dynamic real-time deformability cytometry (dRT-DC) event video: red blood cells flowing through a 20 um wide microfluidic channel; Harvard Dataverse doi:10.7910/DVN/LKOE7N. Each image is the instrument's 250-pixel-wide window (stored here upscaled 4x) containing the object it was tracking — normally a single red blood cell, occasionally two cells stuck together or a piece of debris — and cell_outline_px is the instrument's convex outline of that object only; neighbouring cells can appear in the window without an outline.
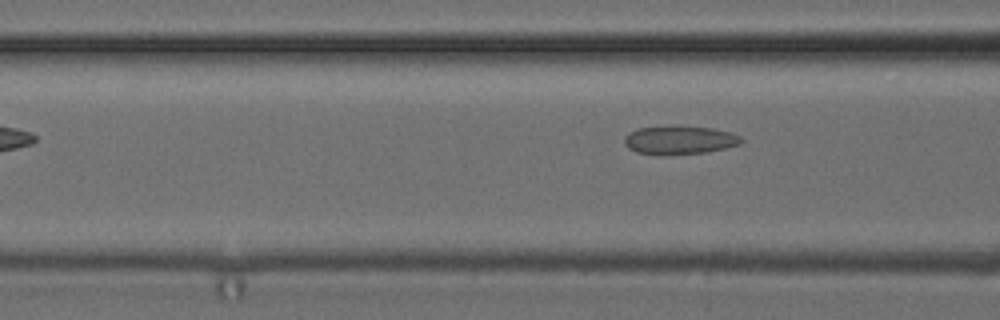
{"species": "common noctule bat (a hibernating species)", "species_latin": "Nyctalus noctula", "temperature_condition": "cold", "stored_images_in_passage": 6, "camera_frame_rate_fps": 3000, "um_per_image_px": 0.085, "animal": {"sex": "female", "body_mass_g": 24.6, "forearm_length_mm": 56.2}, "frame": {"image": 1, "passage_image": 6, "time_ms": 6.0, "image_size_px": [1000, 320], "cell_outline_px": [[744, 140], [740, 144], [724, 148], [704, 152], [660, 156], [636, 152], [628, 148], [624, 144], [624, 136], [628, 132], [636, 128], [672, 124], [676, 124], [712, 128], [728, 132], [740, 136]], "centroid_in_image_um": [57.68, 11.88], "position_along_channel_um": 108.9, "area_um2": 20.06}}